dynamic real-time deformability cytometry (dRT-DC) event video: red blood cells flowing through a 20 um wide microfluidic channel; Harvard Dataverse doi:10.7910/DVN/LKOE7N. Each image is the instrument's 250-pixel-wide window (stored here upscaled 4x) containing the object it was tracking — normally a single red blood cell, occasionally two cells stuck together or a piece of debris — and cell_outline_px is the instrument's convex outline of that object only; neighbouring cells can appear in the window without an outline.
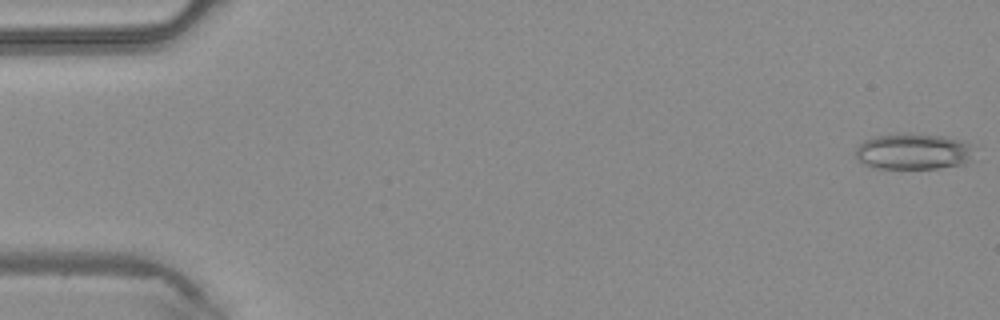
{"species": "common noctule bat (a hibernating species)", "species_latin": "Nyctalus noctula", "temperature_condition": "warm", "stored_images_in_passage": 39, "camera_frame_rate_fps": 3000, "um_per_image_px": 0.085, "animal": {"sex": "male", "body_mass_g": 20.4}, "frame": {"image": 1, "passage_image": 1, "time_ms": 0.0, "image_size_px": [1000, 320], "cell_outline_px": [[972, 160], [964, 164], [936, 168], [876, 168], [864, 164], [856, 156], [856, 148], [864, 140], [872, 136], [904, 132], [908, 132], [944, 136], [964, 140], [968, 144]], "centroid_in_image_um": [77.6, 12.85], "position_along_channel_um": 7.4, "area_um2": 25.03}}
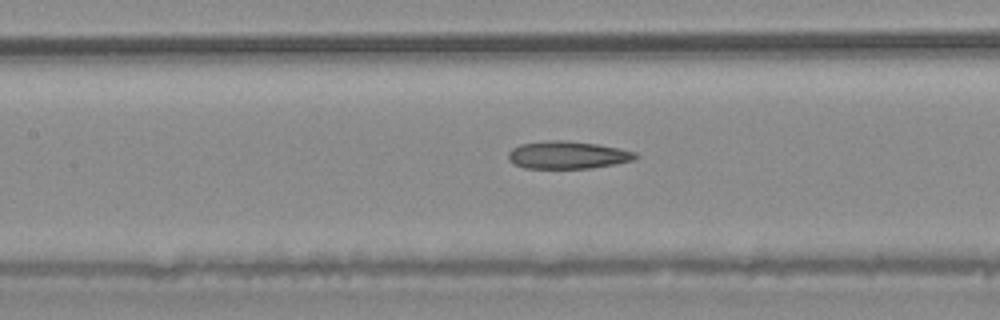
{"frame": {"image": 2, "passage_image": 20, "time_ms": 6.333, "image_size_px": [1000, 320], "cell_outline_px": [[640, 156], [636, 160], [616, 164], [592, 168], [524, 168], [508, 160], [508, 152], [512, 148], [520, 144], [548, 140], [564, 140], [596, 144], [620, 148], [636, 152]], "centroid_in_image_um": [48.29, 13.17], "position_along_channel_um": 159.1, "area_um2": 20.63}}
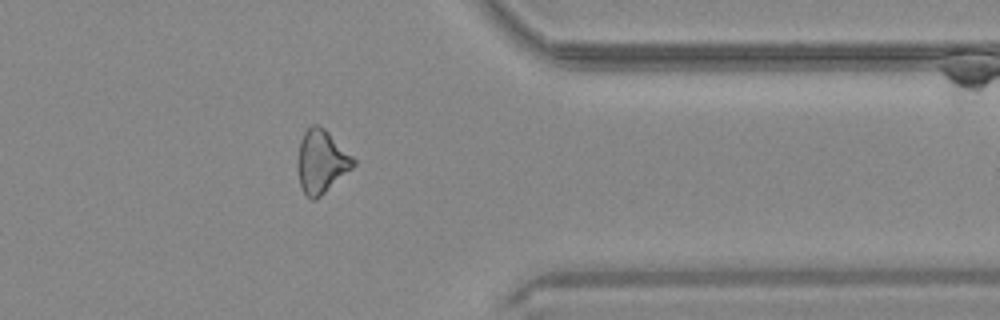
{"frame": {"image": 3, "passage_image": 35, "time_ms": 11.333, "image_size_px": [1000, 320], "cell_outline_px": [[356, 164], [352, 168], [316, 200], [312, 200], [304, 192], [300, 184], [296, 164], [296, 160], [300, 140], [304, 132], [312, 124], [316, 124], [324, 128], [356, 160]], "centroid_in_image_um": [27.29, 13.73], "position_along_channel_um": 384.1, "area_um2": 20.4}}